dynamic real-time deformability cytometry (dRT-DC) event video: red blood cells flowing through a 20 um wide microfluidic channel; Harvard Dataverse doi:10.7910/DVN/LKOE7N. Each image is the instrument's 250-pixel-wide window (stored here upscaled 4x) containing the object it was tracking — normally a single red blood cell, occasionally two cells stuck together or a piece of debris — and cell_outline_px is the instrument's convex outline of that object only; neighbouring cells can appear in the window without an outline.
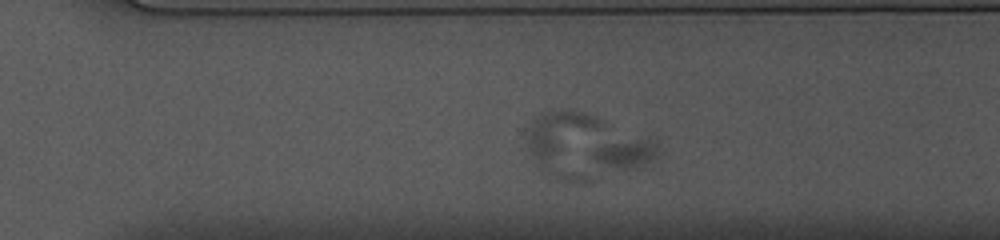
{"species": "common noctule bat (a hibernating species)", "species_latin": "Nyctalus noctula", "temperature_condition": "cold", "stored_images_in_passage": 34, "camera_frame_rate_fps": 3000, "um_per_image_px": 0.085, "animal": {"sex": "female", "body_mass_g": 10.0, "forearm_length_mm": 53.1}, "frame": {"image": 1, "passage_image": 29, "time_ms": 9.333, "image_size_px": [1000, 240], "cell_outline_px": [[660, 152], [656, 156], [640, 168], [624, 168], [608, 164], [596, 160], [592, 156], [592, 148], [604, 144], [648, 132], [656, 144]], "centroid_in_image_um": [53.35, 12.9], "position_along_channel_um": 317.3, "area_um2": 11.62}}